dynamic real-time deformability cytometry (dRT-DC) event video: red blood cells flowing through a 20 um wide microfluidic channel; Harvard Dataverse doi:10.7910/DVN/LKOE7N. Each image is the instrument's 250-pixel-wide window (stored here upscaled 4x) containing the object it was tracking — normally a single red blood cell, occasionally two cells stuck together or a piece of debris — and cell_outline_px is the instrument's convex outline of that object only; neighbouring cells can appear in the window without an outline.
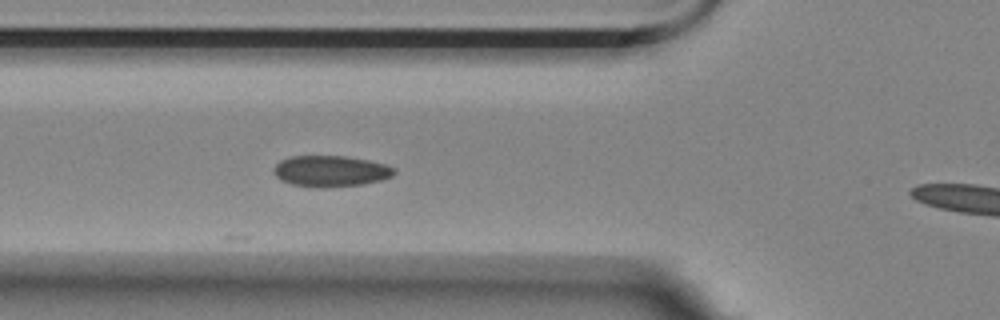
{"species": "Egyptian fruit bat (a non-hibernating species)", "species_latin": "Rousettus aegyptiacus", "temperature_condition": "room temperature", "stored_images_in_passage": 4, "camera_frame_rate_fps": 3000, "um_per_image_px": 0.085, "animal": {"sex": "female"}, "frame": {"image": 1, "passage_image": 4, "time_ms": 1.0, "image_size_px": [1000, 320], "cell_outline_px": [[396, 172], [392, 176], [380, 180], [364, 184], [324, 188], [320, 188], [292, 184], [280, 180], [272, 172], [272, 168], [280, 160], [288, 156], [348, 156], [388, 164], [396, 168]], "centroid_in_image_um": [28.1, 14.54], "position_along_channel_um": 97.7, "area_um2": 22.2}}